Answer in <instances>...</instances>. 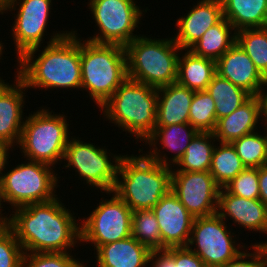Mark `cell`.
I'll return each mask as SVG.
<instances>
[{"label": "cell", "instance_id": "34", "mask_svg": "<svg viewBox=\"0 0 267 267\" xmlns=\"http://www.w3.org/2000/svg\"><path fill=\"white\" fill-rule=\"evenodd\" d=\"M75 257L72 252L24 253L21 267H87L88 259Z\"/></svg>", "mask_w": 267, "mask_h": 267}, {"label": "cell", "instance_id": "25", "mask_svg": "<svg viewBox=\"0 0 267 267\" xmlns=\"http://www.w3.org/2000/svg\"><path fill=\"white\" fill-rule=\"evenodd\" d=\"M223 17L236 31L267 27V0H221Z\"/></svg>", "mask_w": 267, "mask_h": 267}, {"label": "cell", "instance_id": "32", "mask_svg": "<svg viewBox=\"0 0 267 267\" xmlns=\"http://www.w3.org/2000/svg\"><path fill=\"white\" fill-rule=\"evenodd\" d=\"M131 236L144 244L151 251L165 250L162 244L159 224L152 209L136 210L132 212Z\"/></svg>", "mask_w": 267, "mask_h": 267}, {"label": "cell", "instance_id": "13", "mask_svg": "<svg viewBox=\"0 0 267 267\" xmlns=\"http://www.w3.org/2000/svg\"><path fill=\"white\" fill-rule=\"evenodd\" d=\"M229 228L217 213L194 218L187 247L198 255L206 267L223 265L248 246L239 242V235H236L237 231H233V227Z\"/></svg>", "mask_w": 267, "mask_h": 267}, {"label": "cell", "instance_id": "5", "mask_svg": "<svg viewBox=\"0 0 267 267\" xmlns=\"http://www.w3.org/2000/svg\"><path fill=\"white\" fill-rule=\"evenodd\" d=\"M81 90L100 108L128 78L125 47L80 38Z\"/></svg>", "mask_w": 267, "mask_h": 267}, {"label": "cell", "instance_id": "7", "mask_svg": "<svg viewBox=\"0 0 267 267\" xmlns=\"http://www.w3.org/2000/svg\"><path fill=\"white\" fill-rule=\"evenodd\" d=\"M50 109L41 106L26 116L16 148L19 147L20 153L27 160L56 167L62 164L70 134L73 133L69 129L71 123L68 116Z\"/></svg>", "mask_w": 267, "mask_h": 267}, {"label": "cell", "instance_id": "10", "mask_svg": "<svg viewBox=\"0 0 267 267\" xmlns=\"http://www.w3.org/2000/svg\"><path fill=\"white\" fill-rule=\"evenodd\" d=\"M105 147L85 142L79 136H71L64 152L62 169H74L77 180L81 179L86 188L93 187V190L99 189L101 193L113 191L123 155L111 153Z\"/></svg>", "mask_w": 267, "mask_h": 267}, {"label": "cell", "instance_id": "15", "mask_svg": "<svg viewBox=\"0 0 267 267\" xmlns=\"http://www.w3.org/2000/svg\"><path fill=\"white\" fill-rule=\"evenodd\" d=\"M14 71L12 84L7 81L0 83V144L14 149L13 151L19 143L25 122L23 111L26 105L25 94L28 92L24 82L18 77V68Z\"/></svg>", "mask_w": 267, "mask_h": 267}, {"label": "cell", "instance_id": "20", "mask_svg": "<svg viewBox=\"0 0 267 267\" xmlns=\"http://www.w3.org/2000/svg\"><path fill=\"white\" fill-rule=\"evenodd\" d=\"M216 73L251 96H256L267 83V79L237 42L216 61Z\"/></svg>", "mask_w": 267, "mask_h": 267}, {"label": "cell", "instance_id": "16", "mask_svg": "<svg viewBox=\"0 0 267 267\" xmlns=\"http://www.w3.org/2000/svg\"><path fill=\"white\" fill-rule=\"evenodd\" d=\"M198 132L189 123L156 126L152 134L141 144L146 146V149L149 147L147 153L143 151V147L140 150L153 161L173 167L184 155L189 143ZM164 150L168 152V155Z\"/></svg>", "mask_w": 267, "mask_h": 267}, {"label": "cell", "instance_id": "4", "mask_svg": "<svg viewBox=\"0 0 267 267\" xmlns=\"http://www.w3.org/2000/svg\"><path fill=\"white\" fill-rule=\"evenodd\" d=\"M157 103V88L127 78L99 111L104 120L126 132L125 136L135 137L138 144L156 127Z\"/></svg>", "mask_w": 267, "mask_h": 267}, {"label": "cell", "instance_id": "42", "mask_svg": "<svg viewBox=\"0 0 267 267\" xmlns=\"http://www.w3.org/2000/svg\"><path fill=\"white\" fill-rule=\"evenodd\" d=\"M4 203H6V201H5L4 193H3L2 181L0 180V227H8L10 219H11V214L6 213V211L4 213L2 212V211H4V209H2V208H5ZM5 214H6V216H5Z\"/></svg>", "mask_w": 267, "mask_h": 267}, {"label": "cell", "instance_id": "40", "mask_svg": "<svg viewBox=\"0 0 267 267\" xmlns=\"http://www.w3.org/2000/svg\"><path fill=\"white\" fill-rule=\"evenodd\" d=\"M267 83L259 90L256 97L260 106V117L263 127L267 128ZM264 121V122H263Z\"/></svg>", "mask_w": 267, "mask_h": 267}, {"label": "cell", "instance_id": "43", "mask_svg": "<svg viewBox=\"0 0 267 267\" xmlns=\"http://www.w3.org/2000/svg\"><path fill=\"white\" fill-rule=\"evenodd\" d=\"M10 152L14 153L13 150H11L6 145L0 144V180L2 179V173L5 162L8 159L9 155L11 154Z\"/></svg>", "mask_w": 267, "mask_h": 267}, {"label": "cell", "instance_id": "30", "mask_svg": "<svg viewBox=\"0 0 267 267\" xmlns=\"http://www.w3.org/2000/svg\"><path fill=\"white\" fill-rule=\"evenodd\" d=\"M262 129V131L257 130L232 142L246 168H259L267 165V128Z\"/></svg>", "mask_w": 267, "mask_h": 267}, {"label": "cell", "instance_id": "22", "mask_svg": "<svg viewBox=\"0 0 267 267\" xmlns=\"http://www.w3.org/2000/svg\"><path fill=\"white\" fill-rule=\"evenodd\" d=\"M262 126L259 101L256 96H251L230 115L218 119L213 134L218 142L232 143Z\"/></svg>", "mask_w": 267, "mask_h": 267}, {"label": "cell", "instance_id": "33", "mask_svg": "<svg viewBox=\"0 0 267 267\" xmlns=\"http://www.w3.org/2000/svg\"><path fill=\"white\" fill-rule=\"evenodd\" d=\"M189 124L199 132H213L217 124L215 101L206 91H195L190 105Z\"/></svg>", "mask_w": 267, "mask_h": 267}, {"label": "cell", "instance_id": "45", "mask_svg": "<svg viewBox=\"0 0 267 267\" xmlns=\"http://www.w3.org/2000/svg\"><path fill=\"white\" fill-rule=\"evenodd\" d=\"M254 244H259L262 247V250L264 252L265 255V259H266V267H267V240L266 241H260V242H255Z\"/></svg>", "mask_w": 267, "mask_h": 267}, {"label": "cell", "instance_id": "21", "mask_svg": "<svg viewBox=\"0 0 267 267\" xmlns=\"http://www.w3.org/2000/svg\"><path fill=\"white\" fill-rule=\"evenodd\" d=\"M93 254L96 267H148L151 250L130 236L101 245Z\"/></svg>", "mask_w": 267, "mask_h": 267}, {"label": "cell", "instance_id": "19", "mask_svg": "<svg viewBox=\"0 0 267 267\" xmlns=\"http://www.w3.org/2000/svg\"><path fill=\"white\" fill-rule=\"evenodd\" d=\"M189 9L188 13L180 15L176 20L177 30L172 35L175 43L183 50L190 49L207 29L224 18L221 0H197Z\"/></svg>", "mask_w": 267, "mask_h": 267}, {"label": "cell", "instance_id": "6", "mask_svg": "<svg viewBox=\"0 0 267 267\" xmlns=\"http://www.w3.org/2000/svg\"><path fill=\"white\" fill-rule=\"evenodd\" d=\"M128 78L159 88L176 83L181 48L170 36L140 34L125 46Z\"/></svg>", "mask_w": 267, "mask_h": 267}, {"label": "cell", "instance_id": "31", "mask_svg": "<svg viewBox=\"0 0 267 267\" xmlns=\"http://www.w3.org/2000/svg\"><path fill=\"white\" fill-rule=\"evenodd\" d=\"M236 42L267 79V27L241 29L236 32Z\"/></svg>", "mask_w": 267, "mask_h": 267}, {"label": "cell", "instance_id": "37", "mask_svg": "<svg viewBox=\"0 0 267 267\" xmlns=\"http://www.w3.org/2000/svg\"><path fill=\"white\" fill-rule=\"evenodd\" d=\"M218 267H266V259L262 247L251 242L234 259Z\"/></svg>", "mask_w": 267, "mask_h": 267}, {"label": "cell", "instance_id": "11", "mask_svg": "<svg viewBox=\"0 0 267 267\" xmlns=\"http://www.w3.org/2000/svg\"><path fill=\"white\" fill-rule=\"evenodd\" d=\"M97 30L86 40L99 44H117L125 47L140 35L139 24L148 9L138 6L136 0H88ZM144 12V13H143ZM138 28V29H137ZM98 31V32H97ZM139 34H134V33Z\"/></svg>", "mask_w": 267, "mask_h": 267}, {"label": "cell", "instance_id": "24", "mask_svg": "<svg viewBox=\"0 0 267 267\" xmlns=\"http://www.w3.org/2000/svg\"><path fill=\"white\" fill-rule=\"evenodd\" d=\"M215 74L216 61L195 55L189 49L181 50L176 81L179 85L193 91H203Z\"/></svg>", "mask_w": 267, "mask_h": 267}, {"label": "cell", "instance_id": "18", "mask_svg": "<svg viewBox=\"0 0 267 267\" xmlns=\"http://www.w3.org/2000/svg\"><path fill=\"white\" fill-rule=\"evenodd\" d=\"M217 214L226 222L232 220L231 224L244 228L243 231L267 235V206L260 199L235 196L223 187L219 192Z\"/></svg>", "mask_w": 267, "mask_h": 267}, {"label": "cell", "instance_id": "26", "mask_svg": "<svg viewBox=\"0 0 267 267\" xmlns=\"http://www.w3.org/2000/svg\"><path fill=\"white\" fill-rule=\"evenodd\" d=\"M236 32L231 23L223 18L207 29L189 50L195 55L217 61L236 43Z\"/></svg>", "mask_w": 267, "mask_h": 267}, {"label": "cell", "instance_id": "2", "mask_svg": "<svg viewBox=\"0 0 267 267\" xmlns=\"http://www.w3.org/2000/svg\"><path fill=\"white\" fill-rule=\"evenodd\" d=\"M76 32L73 28L62 39L43 49H30L18 59V77L27 90L81 89L80 34Z\"/></svg>", "mask_w": 267, "mask_h": 267}, {"label": "cell", "instance_id": "17", "mask_svg": "<svg viewBox=\"0 0 267 267\" xmlns=\"http://www.w3.org/2000/svg\"><path fill=\"white\" fill-rule=\"evenodd\" d=\"M159 224L162 244L166 248L187 247L194 217L170 190L152 208Z\"/></svg>", "mask_w": 267, "mask_h": 267}, {"label": "cell", "instance_id": "28", "mask_svg": "<svg viewBox=\"0 0 267 267\" xmlns=\"http://www.w3.org/2000/svg\"><path fill=\"white\" fill-rule=\"evenodd\" d=\"M206 91L215 101L217 120L230 115L251 97L244 89L237 87L217 73L208 84Z\"/></svg>", "mask_w": 267, "mask_h": 267}, {"label": "cell", "instance_id": "14", "mask_svg": "<svg viewBox=\"0 0 267 267\" xmlns=\"http://www.w3.org/2000/svg\"><path fill=\"white\" fill-rule=\"evenodd\" d=\"M220 189L209 171H172L171 190L194 218L217 213Z\"/></svg>", "mask_w": 267, "mask_h": 267}, {"label": "cell", "instance_id": "27", "mask_svg": "<svg viewBox=\"0 0 267 267\" xmlns=\"http://www.w3.org/2000/svg\"><path fill=\"white\" fill-rule=\"evenodd\" d=\"M217 142L213 132H198L189 143L184 155L171 167L172 171H209Z\"/></svg>", "mask_w": 267, "mask_h": 267}, {"label": "cell", "instance_id": "8", "mask_svg": "<svg viewBox=\"0 0 267 267\" xmlns=\"http://www.w3.org/2000/svg\"><path fill=\"white\" fill-rule=\"evenodd\" d=\"M10 157L5 162L1 179L8 211L28 204L48 202L59 196L56 189L60 187L61 176L57 174L56 167L27 159L12 166L9 165Z\"/></svg>", "mask_w": 267, "mask_h": 267}, {"label": "cell", "instance_id": "38", "mask_svg": "<svg viewBox=\"0 0 267 267\" xmlns=\"http://www.w3.org/2000/svg\"><path fill=\"white\" fill-rule=\"evenodd\" d=\"M165 250L175 259L177 267H206L198 255L188 247H170Z\"/></svg>", "mask_w": 267, "mask_h": 267}, {"label": "cell", "instance_id": "35", "mask_svg": "<svg viewBox=\"0 0 267 267\" xmlns=\"http://www.w3.org/2000/svg\"><path fill=\"white\" fill-rule=\"evenodd\" d=\"M224 188L235 196L247 199H259L258 168H245Z\"/></svg>", "mask_w": 267, "mask_h": 267}, {"label": "cell", "instance_id": "23", "mask_svg": "<svg viewBox=\"0 0 267 267\" xmlns=\"http://www.w3.org/2000/svg\"><path fill=\"white\" fill-rule=\"evenodd\" d=\"M194 92L177 82L157 88L156 126L189 123Z\"/></svg>", "mask_w": 267, "mask_h": 267}, {"label": "cell", "instance_id": "3", "mask_svg": "<svg viewBox=\"0 0 267 267\" xmlns=\"http://www.w3.org/2000/svg\"><path fill=\"white\" fill-rule=\"evenodd\" d=\"M138 151L139 155L123 154L113 188L132 211L152 209L171 190V167Z\"/></svg>", "mask_w": 267, "mask_h": 267}, {"label": "cell", "instance_id": "1", "mask_svg": "<svg viewBox=\"0 0 267 267\" xmlns=\"http://www.w3.org/2000/svg\"><path fill=\"white\" fill-rule=\"evenodd\" d=\"M62 201L57 196L48 202L28 204L9 211L8 227L24 253L72 252L74 247L82 245L80 217L76 219V213Z\"/></svg>", "mask_w": 267, "mask_h": 267}, {"label": "cell", "instance_id": "44", "mask_svg": "<svg viewBox=\"0 0 267 267\" xmlns=\"http://www.w3.org/2000/svg\"><path fill=\"white\" fill-rule=\"evenodd\" d=\"M5 47L6 46L4 45L3 41L0 39V62H1V64H2V61L1 60H4L3 59L4 58L3 53L5 52V49H4ZM5 81H6V79L3 80V77L0 76V83H3Z\"/></svg>", "mask_w": 267, "mask_h": 267}, {"label": "cell", "instance_id": "9", "mask_svg": "<svg viewBox=\"0 0 267 267\" xmlns=\"http://www.w3.org/2000/svg\"><path fill=\"white\" fill-rule=\"evenodd\" d=\"M53 1L54 0H0V15L9 12L14 15V22L9 31H11L12 42H14L13 44L15 45V62H18V59L28 50L41 47V45L45 43L43 41H45L46 38H48L46 40H49L46 42L48 45L62 39L72 31V29H70V31L69 29L64 31L63 28V30L60 31H53L50 33L51 36L48 34L49 18L53 14L51 10H54ZM45 35L47 37H45Z\"/></svg>", "mask_w": 267, "mask_h": 267}, {"label": "cell", "instance_id": "36", "mask_svg": "<svg viewBox=\"0 0 267 267\" xmlns=\"http://www.w3.org/2000/svg\"><path fill=\"white\" fill-rule=\"evenodd\" d=\"M24 251L9 227H0V267H21Z\"/></svg>", "mask_w": 267, "mask_h": 267}, {"label": "cell", "instance_id": "39", "mask_svg": "<svg viewBox=\"0 0 267 267\" xmlns=\"http://www.w3.org/2000/svg\"><path fill=\"white\" fill-rule=\"evenodd\" d=\"M148 267H177V264L166 250H152Z\"/></svg>", "mask_w": 267, "mask_h": 267}, {"label": "cell", "instance_id": "41", "mask_svg": "<svg viewBox=\"0 0 267 267\" xmlns=\"http://www.w3.org/2000/svg\"><path fill=\"white\" fill-rule=\"evenodd\" d=\"M259 199L267 206V165L258 168Z\"/></svg>", "mask_w": 267, "mask_h": 267}, {"label": "cell", "instance_id": "29", "mask_svg": "<svg viewBox=\"0 0 267 267\" xmlns=\"http://www.w3.org/2000/svg\"><path fill=\"white\" fill-rule=\"evenodd\" d=\"M245 168L232 143H216L209 172L221 188Z\"/></svg>", "mask_w": 267, "mask_h": 267}, {"label": "cell", "instance_id": "12", "mask_svg": "<svg viewBox=\"0 0 267 267\" xmlns=\"http://www.w3.org/2000/svg\"><path fill=\"white\" fill-rule=\"evenodd\" d=\"M105 194L102 192L103 196L88 217L80 218L81 242L83 246L91 244L94 252L101 245L131 236L133 211L113 191Z\"/></svg>", "mask_w": 267, "mask_h": 267}]
</instances>
